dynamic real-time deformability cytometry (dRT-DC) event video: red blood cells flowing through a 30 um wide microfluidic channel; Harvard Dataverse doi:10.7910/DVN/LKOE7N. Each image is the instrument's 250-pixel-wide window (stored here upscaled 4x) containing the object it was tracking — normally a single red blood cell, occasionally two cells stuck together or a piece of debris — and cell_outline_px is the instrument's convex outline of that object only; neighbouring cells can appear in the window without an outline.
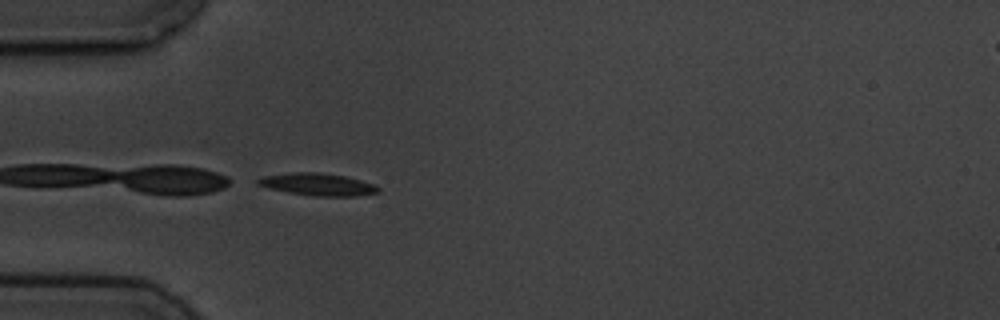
{"species": "common noctule bat (a hibernating species)", "species_latin": "Nyctalus noctula", "temperature_condition": "cold", "stored_images_in_passage": 5, "camera_frame_rate_fps": 3000, "um_per_image_px": 0.085, "animal": {"sex": "male", "body_mass_g": 19.5, "forearm_length_mm": 54.6}, "frame": {"image": 1, "passage_image": 5, "time_ms": 5.333, "image_size_px": [1000, 320], "cell_outline_px": [[380, 192], [356, 196], [316, 196], [288, 192], [268, 188], [256, 184], [256, 180], [264, 176], [292, 172], [320, 172], [344, 176], [376, 184], [380, 188]], "centroid_in_image_um": [27.03, 15.67], "position_along_channel_um": 58.0, "area_um2": 15.66}}